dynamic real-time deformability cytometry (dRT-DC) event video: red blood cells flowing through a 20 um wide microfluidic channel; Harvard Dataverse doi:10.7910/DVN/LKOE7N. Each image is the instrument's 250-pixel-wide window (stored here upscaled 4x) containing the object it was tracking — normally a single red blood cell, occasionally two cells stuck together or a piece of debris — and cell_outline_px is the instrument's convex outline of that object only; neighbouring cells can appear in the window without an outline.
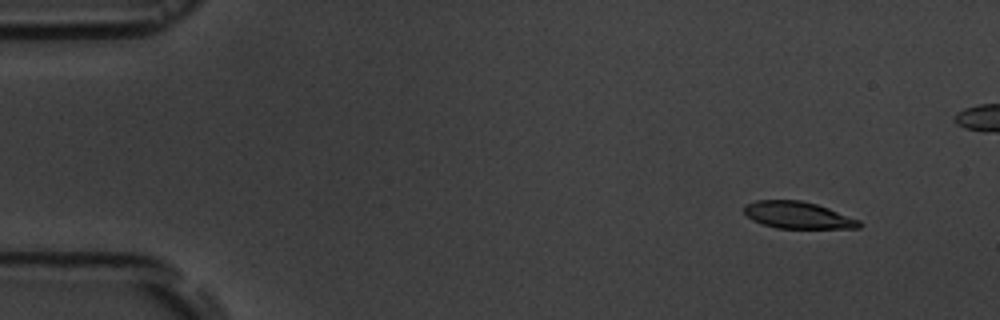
{"species": "common noctule bat (a hibernating species)", "species_latin": "Nyctalus noctula", "temperature_condition": "room temperature", "stored_images_in_passage": 16, "camera_frame_rate_fps": 3000, "um_per_image_px": 0.085, "animal": {"sex": "male", "body_mass_g": 19.5, "forearm_length_mm": 54.6}, "frame": {"image": 1, "passage_image": 1, "time_ms": 0.0, "image_size_px": [1000, 320], "cell_outline_px": [[864, 224], [860, 228], [776, 228], [752, 220], [744, 212], [744, 204], [756, 200], [800, 200], [816, 204], [828, 208], [860, 220]], "centroid_in_image_um": [67.83, 18.28], "position_along_channel_um": 17.2, "area_um2": 18.03}}
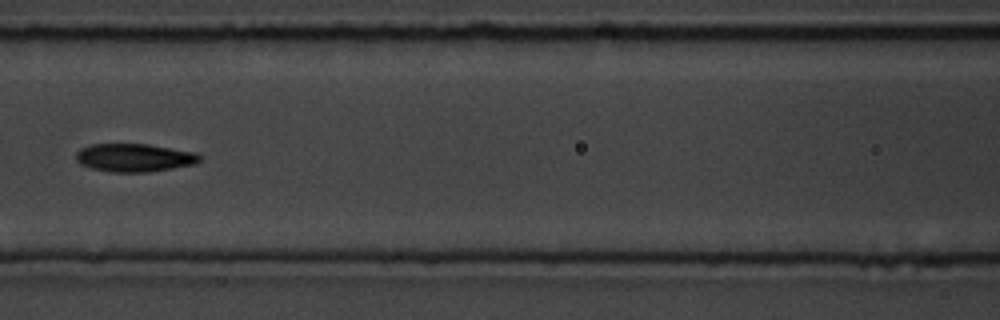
{"frame": {"image": 2, "passage_image": 6, "time_ms": 6.667, "image_size_px": [1000, 320], "cell_outline_px": [[204, 156], [196, 164], [148, 172], [108, 172], [92, 168], [80, 164], [76, 160], [76, 152], [80, 148], [92, 144], [148, 144], [196, 152]], "centroid_in_image_um": [11.44, 13.4], "position_along_channel_um": 155.2, "area_um2": 20.46}}
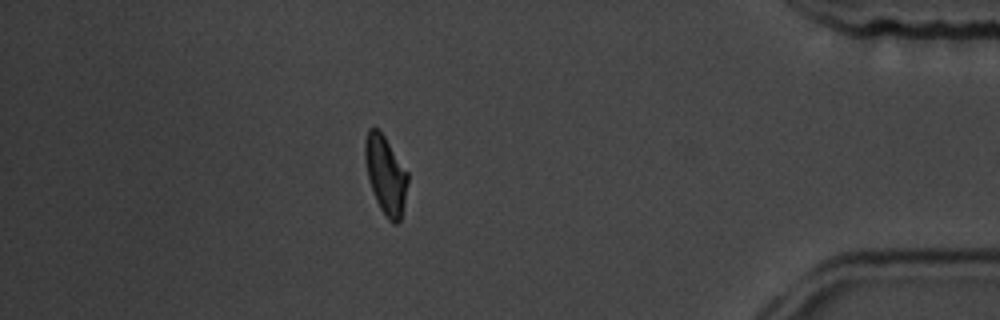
{"frame": {"image": 3, "passage_image": 13, "time_ms": 14.667, "image_size_px": [1000, 320], "cell_outline_px": [[408, 180], [404, 204], [400, 220], [396, 224], [392, 224], [384, 216], [376, 200], [368, 176], [364, 156], [364, 140], [368, 128], [376, 128], [384, 136], [408, 172]], "centroid_in_image_um": [32.77, 14.88], "position_along_channel_um": 402.4, "area_um2": 19.36}, "authors_computed_cell_mechanics": {"area_um2": 19.4786, "velocity_mm_per_s": 3.6201, "shape_relaxation_time_tau1_ms": 4.5352, "shape_relaxation_time_tau2_ms": 3.5695, "deformation_change_tau1": 0.1316, "deformation_change_tau2": 0.0844}}